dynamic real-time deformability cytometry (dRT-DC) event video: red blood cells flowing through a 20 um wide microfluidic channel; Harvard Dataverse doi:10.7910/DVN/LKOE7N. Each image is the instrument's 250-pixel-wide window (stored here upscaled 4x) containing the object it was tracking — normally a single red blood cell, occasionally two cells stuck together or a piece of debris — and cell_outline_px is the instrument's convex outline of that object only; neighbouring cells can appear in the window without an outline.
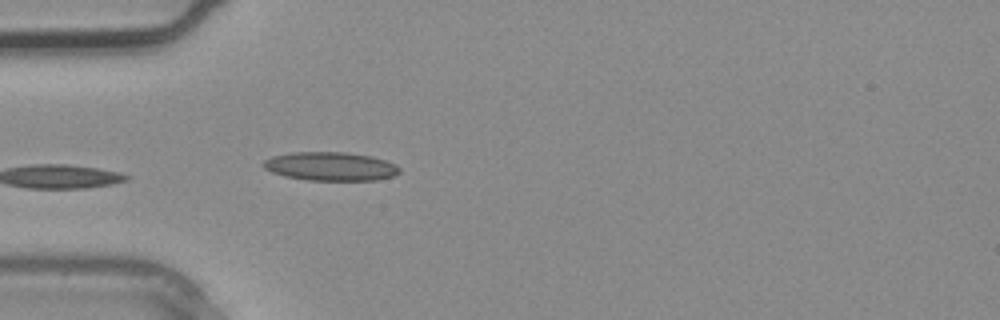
{"species": "common noctule bat (a hibernating species)", "species_latin": "Nyctalus noctula", "temperature_condition": "warm", "stored_images_in_passage": 2, "camera_frame_rate_fps": 3000, "um_per_image_px": 0.085, "animal": {"sex": "male", "body_mass_g": 20.4}, "frame": {"image": 1, "passage_image": 2, "time_ms": 0.333, "image_size_px": [1000, 320], "cell_outline_px": [[400, 172], [392, 176], [376, 180], [308, 180], [284, 176], [272, 172], [264, 168], [264, 160], [272, 156], [292, 152], [348, 152], [372, 156], [396, 164], [400, 168]], "centroid_in_image_um": [28.11, 14.13], "position_along_channel_um": 56.9, "area_um2": 22.72}}